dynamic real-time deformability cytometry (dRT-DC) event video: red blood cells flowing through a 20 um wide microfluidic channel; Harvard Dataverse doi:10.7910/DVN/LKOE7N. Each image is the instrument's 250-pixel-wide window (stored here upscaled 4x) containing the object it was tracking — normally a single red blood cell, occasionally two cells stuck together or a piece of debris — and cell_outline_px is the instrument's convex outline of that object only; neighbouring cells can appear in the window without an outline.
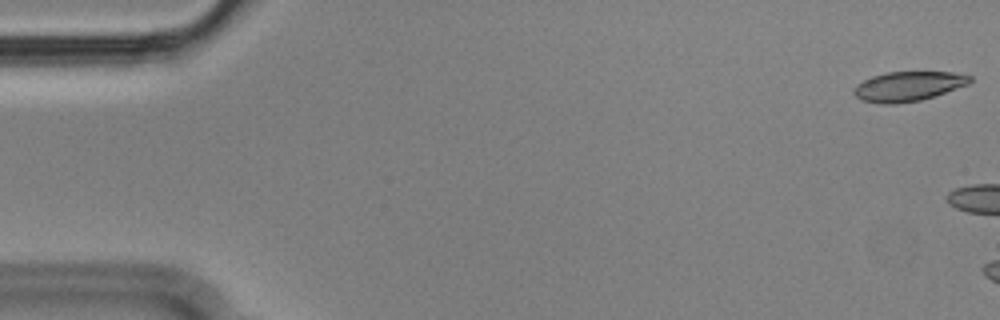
{"species": "Egyptian fruit bat (a non-hibernating species)", "species_latin": "Rousettus aegyptiacus", "temperature_condition": "cold", "stored_images_in_passage": 4, "camera_frame_rate_fps": 3000, "um_per_image_px": 0.085, "animal": {"sex": "male"}, "frame": {"image": 1, "passage_image": 1, "time_ms": 0.0, "image_size_px": [1000, 320], "cell_outline_px": [[972, 80], [968, 84], [920, 100], [896, 104], [884, 104], [860, 100], [852, 92], [852, 88], [856, 84], [872, 76], [888, 72], [952, 72], [972, 76]], "centroid_in_image_um": [77.14, 7.33], "position_along_channel_um": 7.9, "area_um2": 19.94}}